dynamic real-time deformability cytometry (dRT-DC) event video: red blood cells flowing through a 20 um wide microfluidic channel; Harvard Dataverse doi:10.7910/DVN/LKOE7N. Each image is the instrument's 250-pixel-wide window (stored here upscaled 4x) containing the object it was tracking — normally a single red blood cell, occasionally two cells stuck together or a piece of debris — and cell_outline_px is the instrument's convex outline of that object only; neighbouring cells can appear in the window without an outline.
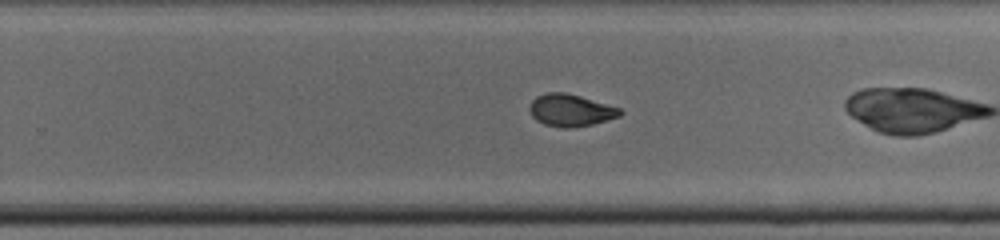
{"species": "common noctule bat (a hibernating species)", "species_latin": "Nyctalus noctula", "temperature_condition": "cold", "stored_images_in_passage": 29, "camera_frame_rate_fps": 3000, "um_per_image_px": 0.085, "animal": {"sex": "male", "body_mass_g": 19.0, "forearm_length_mm": 50.8}, "frame": {"image": 1, "passage_image": 23, "time_ms": 7.333, "image_size_px": [1000, 240], "cell_outline_px": [[624, 112], [620, 116], [592, 124], [568, 128], [564, 128], [544, 124], [536, 120], [532, 116], [528, 108], [532, 100], [536, 96], [548, 92], [564, 92], [580, 96], [620, 108]], "centroid_in_image_um": [48.48, 9.37], "position_along_channel_um": 281.3, "area_um2": 16.88}}
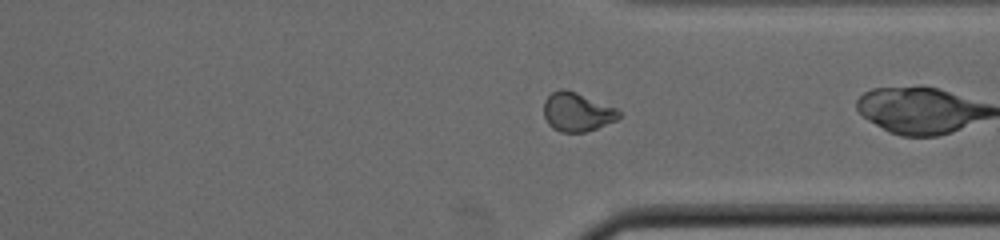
{"frame": {"image": 2, "passage_image": 28, "time_ms": 9.0, "image_size_px": [1000, 240], "cell_outline_px": [[620, 116], [616, 120], [596, 128], [584, 132], [560, 132], [552, 128], [548, 124], [544, 116], [544, 100], [552, 92], [560, 88], [564, 88], [576, 92], [616, 108], [620, 112]], "centroid_in_image_um": [49.01, 9.51], "position_along_channel_um": 362.4, "area_um2": 16.94}}